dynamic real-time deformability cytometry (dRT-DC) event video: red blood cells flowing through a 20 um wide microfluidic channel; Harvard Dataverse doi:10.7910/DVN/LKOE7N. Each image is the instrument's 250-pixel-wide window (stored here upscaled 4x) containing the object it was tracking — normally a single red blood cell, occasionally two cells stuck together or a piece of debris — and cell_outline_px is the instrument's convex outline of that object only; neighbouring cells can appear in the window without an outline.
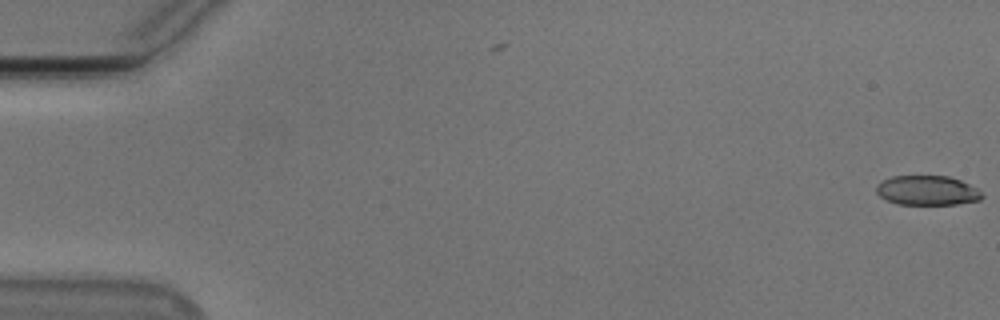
{"species": "Egyptian fruit bat (a non-hibernating species)", "species_latin": "Rousettus aegyptiacus", "temperature_condition": "cold", "stored_images_in_passage": 2, "camera_frame_rate_fps": 3000, "um_per_image_px": 0.085, "animal": {"sex": "male"}, "frame": {"image": 1, "passage_image": 2, "time_ms": 0.333, "image_size_px": [1000, 320], "cell_outline_px": [[984, 196], [980, 200], [956, 204], [896, 204], [880, 196], [876, 192], [876, 184], [892, 176], [948, 176], [960, 180], [976, 188]], "centroid_in_image_um": [78.8, 16.19], "position_along_channel_um": 6.2, "area_um2": 18.09}}